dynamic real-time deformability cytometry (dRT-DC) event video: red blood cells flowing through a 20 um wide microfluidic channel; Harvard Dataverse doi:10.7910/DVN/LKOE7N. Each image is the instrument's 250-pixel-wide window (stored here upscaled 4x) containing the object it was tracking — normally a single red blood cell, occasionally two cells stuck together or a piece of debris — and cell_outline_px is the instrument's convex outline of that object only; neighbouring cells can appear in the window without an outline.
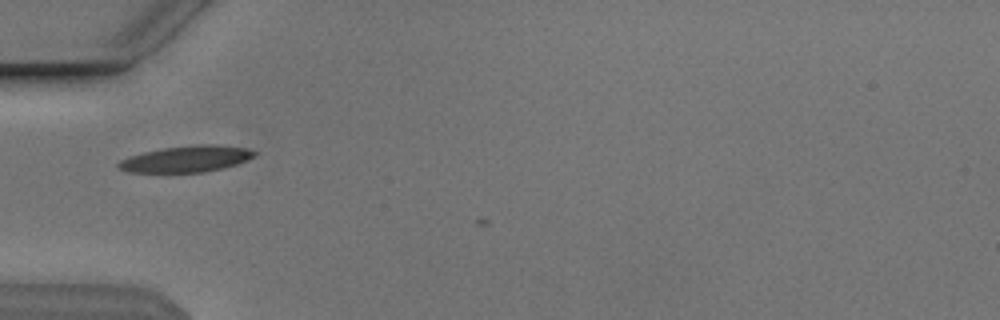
{"species": "Egyptian fruit bat (a non-hibernating species)", "species_latin": "Rousettus aegyptiacus", "temperature_condition": "cold", "stored_images_in_passage": 3, "camera_frame_rate_fps": 3000, "um_per_image_px": 0.085, "animal": {"sex": "male"}, "frame": {"image": 1, "passage_image": 2, "time_ms": 0.333, "image_size_px": [1000, 320], "cell_outline_px": [[256, 156], [236, 164], [204, 172], [128, 172], [120, 168], [116, 164], [120, 160], [128, 156], [144, 152], [164, 148], [196, 144], [216, 144], [248, 148], [256, 152]], "centroid_in_image_um": [15.84, 13.5], "position_along_channel_um": 69.2, "area_um2": 20.75}}